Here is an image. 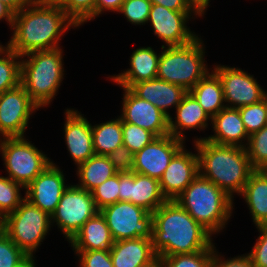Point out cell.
I'll return each mask as SVG.
<instances>
[{
	"label": "cell",
	"instance_id": "6da1fadb",
	"mask_svg": "<svg viewBox=\"0 0 267 267\" xmlns=\"http://www.w3.org/2000/svg\"><path fill=\"white\" fill-rule=\"evenodd\" d=\"M79 27L60 5L32 0L14 13L9 49L24 56L34 51L59 48L66 31Z\"/></svg>",
	"mask_w": 267,
	"mask_h": 267
},
{
	"label": "cell",
	"instance_id": "7a4b0ae2",
	"mask_svg": "<svg viewBox=\"0 0 267 267\" xmlns=\"http://www.w3.org/2000/svg\"><path fill=\"white\" fill-rule=\"evenodd\" d=\"M152 247L157 258L213 250L212 234L175 200L153 213Z\"/></svg>",
	"mask_w": 267,
	"mask_h": 267
},
{
	"label": "cell",
	"instance_id": "3957f363",
	"mask_svg": "<svg viewBox=\"0 0 267 267\" xmlns=\"http://www.w3.org/2000/svg\"><path fill=\"white\" fill-rule=\"evenodd\" d=\"M199 160V174L225 191L231 198L240 195L255 170L246 149L221 145L205 139L194 142ZM234 193V194H233Z\"/></svg>",
	"mask_w": 267,
	"mask_h": 267
},
{
	"label": "cell",
	"instance_id": "277c9868",
	"mask_svg": "<svg viewBox=\"0 0 267 267\" xmlns=\"http://www.w3.org/2000/svg\"><path fill=\"white\" fill-rule=\"evenodd\" d=\"M174 200L212 235L226 227L234 209V199L200 174Z\"/></svg>",
	"mask_w": 267,
	"mask_h": 267
},
{
	"label": "cell",
	"instance_id": "5b68a950",
	"mask_svg": "<svg viewBox=\"0 0 267 267\" xmlns=\"http://www.w3.org/2000/svg\"><path fill=\"white\" fill-rule=\"evenodd\" d=\"M63 63L60 47L34 51L21 57L20 84L39 108L48 107L57 95L64 79Z\"/></svg>",
	"mask_w": 267,
	"mask_h": 267
},
{
	"label": "cell",
	"instance_id": "8992f818",
	"mask_svg": "<svg viewBox=\"0 0 267 267\" xmlns=\"http://www.w3.org/2000/svg\"><path fill=\"white\" fill-rule=\"evenodd\" d=\"M204 47L200 37L182 46L162 45L157 78L181 86L189 92L210 72L205 63Z\"/></svg>",
	"mask_w": 267,
	"mask_h": 267
},
{
	"label": "cell",
	"instance_id": "52a82bcc",
	"mask_svg": "<svg viewBox=\"0 0 267 267\" xmlns=\"http://www.w3.org/2000/svg\"><path fill=\"white\" fill-rule=\"evenodd\" d=\"M51 227V216L24 199L0 221L2 231L31 259Z\"/></svg>",
	"mask_w": 267,
	"mask_h": 267
},
{
	"label": "cell",
	"instance_id": "ba28073f",
	"mask_svg": "<svg viewBox=\"0 0 267 267\" xmlns=\"http://www.w3.org/2000/svg\"><path fill=\"white\" fill-rule=\"evenodd\" d=\"M23 137L0 138L7 176L27 187L53 161Z\"/></svg>",
	"mask_w": 267,
	"mask_h": 267
},
{
	"label": "cell",
	"instance_id": "9c48e42d",
	"mask_svg": "<svg viewBox=\"0 0 267 267\" xmlns=\"http://www.w3.org/2000/svg\"><path fill=\"white\" fill-rule=\"evenodd\" d=\"M114 241L152 238L153 214L128 201H118L100 210Z\"/></svg>",
	"mask_w": 267,
	"mask_h": 267
},
{
	"label": "cell",
	"instance_id": "30bf717a",
	"mask_svg": "<svg viewBox=\"0 0 267 267\" xmlns=\"http://www.w3.org/2000/svg\"><path fill=\"white\" fill-rule=\"evenodd\" d=\"M99 211L91 192L77 185H69L51 215V225L56 223L69 242L84 223Z\"/></svg>",
	"mask_w": 267,
	"mask_h": 267
},
{
	"label": "cell",
	"instance_id": "8fae6325",
	"mask_svg": "<svg viewBox=\"0 0 267 267\" xmlns=\"http://www.w3.org/2000/svg\"><path fill=\"white\" fill-rule=\"evenodd\" d=\"M40 109L30 98L25 88L18 87L0 94V136L23 137L30 116Z\"/></svg>",
	"mask_w": 267,
	"mask_h": 267
},
{
	"label": "cell",
	"instance_id": "7c38bea8",
	"mask_svg": "<svg viewBox=\"0 0 267 267\" xmlns=\"http://www.w3.org/2000/svg\"><path fill=\"white\" fill-rule=\"evenodd\" d=\"M213 71L222 82L227 107L239 108L258 103L263 99L264 89L258 84L257 79L245 70L215 65Z\"/></svg>",
	"mask_w": 267,
	"mask_h": 267
},
{
	"label": "cell",
	"instance_id": "4fadbf2b",
	"mask_svg": "<svg viewBox=\"0 0 267 267\" xmlns=\"http://www.w3.org/2000/svg\"><path fill=\"white\" fill-rule=\"evenodd\" d=\"M193 16L196 18L197 15L194 12H178L152 4L148 23H151L154 34L165 42L166 47L182 46L198 37L187 26L190 19H195Z\"/></svg>",
	"mask_w": 267,
	"mask_h": 267
},
{
	"label": "cell",
	"instance_id": "5bb4252c",
	"mask_svg": "<svg viewBox=\"0 0 267 267\" xmlns=\"http://www.w3.org/2000/svg\"><path fill=\"white\" fill-rule=\"evenodd\" d=\"M63 170L52 162L27 187L25 199L51 216L62 197L66 184Z\"/></svg>",
	"mask_w": 267,
	"mask_h": 267
},
{
	"label": "cell",
	"instance_id": "9a60e30c",
	"mask_svg": "<svg viewBox=\"0 0 267 267\" xmlns=\"http://www.w3.org/2000/svg\"><path fill=\"white\" fill-rule=\"evenodd\" d=\"M119 201H128L150 213L167 201L159 180L136 172H119Z\"/></svg>",
	"mask_w": 267,
	"mask_h": 267
},
{
	"label": "cell",
	"instance_id": "2e32d148",
	"mask_svg": "<svg viewBox=\"0 0 267 267\" xmlns=\"http://www.w3.org/2000/svg\"><path fill=\"white\" fill-rule=\"evenodd\" d=\"M184 141L168 134L156 137L135 154L133 172L160 179Z\"/></svg>",
	"mask_w": 267,
	"mask_h": 267
},
{
	"label": "cell",
	"instance_id": "e0dca14e",
	"mask_svg": "<svg viewBox=\"0 0 267 267\" xmlns=\"http://www.w3.org/2000/svg\"><path fill=\"white\" fill-rule=\"evenodd\" d=\"M122 121L137 125L156 137L169 133V118L150 102L137 97L129 88L122 87Z\"/></svg>",
	"mask_w": 267,
	"mask_h": 267
},
{
	"label": "cell",
	"instance_id": "ac0fdd59",
	"mask_svg": "<svg viewBox=\"0 0 267 267\" xmlns=\"http://www.w3.org/2000/svg\"><path fill=\"white\" fill-rule=\"evenodd\" d=\"M184 147L174 155L159 179L162 194L167 200L176 199L199 175L198 155Z\"/></svg>",
	"mask_w": 267,
	"mask_h": 267
},
{
	"label": "cell",
	"instance_id": "d6986e66",
	"mask_svg": "<svg viewBox=\"0 0 267 267\" xmlns=\"http://www.w3.org/2000/svg\"><path fill=\"white\" fill-rule=\"evenodd\" d=\"M64 140L76 166L95 155L92 124L79 111L65 110Z\"/></svg>",
	"mask_w": 267,
	"mask_h": 267
},
{
	"label": "cell",
	"instance_id": "ffe728a7",
	"mask_svg": "<svg viewBox=\"0 0 267 267\" xmlns=\"http://www.w3.org/2000/svg\"><path fill=\"white\" fill-rule=\"evenodd\" d=\"M129 89L137 97L156 106L168 118L171 117L168 111L169 108L175 106L176 109L183 97L188 93L183 87L159 78L137 82Z\"/></svg>",
	"mask_w": 267,
	"mask_h": 267
},
{
	"label": "cell",
	"instance_id": "44dd1931",
	"mask_svg": "<svg viewBox=\"0 0 267 267\" xmlns=\"http://www.w3.org/2000/svg\"><path fill=\"white\" fill-rule=\"evenodd\" d=\"M211 124L214 135L197 138L194 142L205 139L221 145L246 147L245 143L248 142L249 135L245 130L238 108L226 106L212 117Z\"/></svg>",
	"mask_w": 267,
	"mask_h": 267
},
{
	"label": "cell",
	"instance_id": "7402d4cb",
	"mask_svg": "<svg viewBox=\"0 0 267 267\" xmlns=\"http://www.w3.org/2000/svg\"><path fill=\"white\" fill-rule=\"evenodd\" d=\"M109 250L113 267H152L158 261L151 239L114 241Z\"/></svg>",
	"mask_w": 267,
	"mask_h": 267
},
{
	"label": "cell",
	"instance_id": "603a6c76",
	"mask_svg": "<svg viewBox=\"0 0 267 267\" xmlns=\"http://www.w3.org/2000/svg\"><path fill=\"white\" fill-rule=\"evenodd\" d=\"M159 57L160 53L157 54L152 47H139L130 57V68L110 76V79L121 87L130 88L137 82L157 78Z\"/></svg>",
	"mask_w": 267,
	"mask_h": 267
},
{
	"label": "cell",
	"instance_id": "cb8c5ba5",
	"mask_svg": "<svg viewBox=\"0 0 267 267\" xmlns=\"http://www.w3.org/2000/svg\"><path fill=\"white\" fill-rule=\"evenodd\" d=\"M176 117L169 118V133L175 138L185 142L184 130L208 128L211 117L206 113L198 101L188 92L175 109Z\"/></svg>",
	"mask_w": 267,
	"mask_h": 267
},
{
	"label": "cell",
	"instance_id": "d4e9b609",
	"mask_svg": "<svg viewBox=\"0 0 267 267\" xmlns=\"http://www.w3.org/2000/svg\"><path fill=\"white\" fill-rule=\"evenodd\" d=\"M73 251H93L110 249L114 244L104 216L99 211L87 220L69 241Z\"/></svg>",
	"mask_w": 267,
	"mask_h": 267
},
{
	"label": "cell",
	"instance_id": "484cf974",
	"mask_svg": "<svg viewBox=\"0 0 267 267\" xmlns=\"http://www.w3.org/2000/svg\"><path fill=\"white\" fill-rule=\"evenodd\" d=\"M255 226L267 224V170L255 169L242 193Z\"/></svg>",
	"mask_w": 267,
	"mask_h": 267
},
{
	"label": "cell",
	"instance_id": "4316f807",
	"mask_svg": "<svg viewBox=\"0 0 267 267\" xmlns=\"http://www.w3.org/2000/svg\"><path fill=\"white\" fill-rule=\"evenodd\" d=\"M189 93L211 118L226 107L222 82L213 70L202 78Z\"/></svg>",
	"mask_w": 267,
	"mask_h": 267
},
{
	"label": "cell",
	"instance_id": "83f0119b",
	"mask_svg": "<svg viewBox=\"0 0 267 267\" xmlns=\"http://www.w3.org/2000/svg\"><path fill=\"white\" fill-rule=\"evenodd\" d=\"M76 171L79 177L76 185L89 192L117 173L107 156L96 154L79 164Z\"/></svg>",
	"mask_w": 267,
	"mask_h": 267
},
{
	"label": "cell",
	"instance_id": "f1b7e54d",
	"mask_svg": "<svg viewBox=\"0 0 267 267\" xmlns=\"http://www.w3.org/2000/svg\"><path fill=\"white\" fill-rule=\"evenodd\" d=\"M93 148L96 155H108L123 145L122 120L120 117L91 126Z\"/></svg>",
	"mask_w": 267,
	"mask_h": 267
},
{
	"label": "cell",
	"instance_id": "f546056e",
	"mask_svg": "<svg viewBox=\"0 0 267 267\" xmlns=\"http://www.w3.org/2000/svg\"><path fill=\"white\" fill-rule=\"evenodd\" d=\"M21 57L11 49L0 56V94L20 85Z\"/></svg>",
	"mask_w": 267,
	"mask_h": 267
},
{
	"label": "cell",
	"instance_id": "4dcf8cb0",
	"mask_svg": "<svg viewBox=\"0 0 267 267\" xmlns=\"http://www.w3.org/2000/svg\"><path fill=\"white\" fill-rule=\"evenodd\" d=\"M23 189L25 188L21 184L14 182L8 176H0V221L20 206L25 199L20 192Z\"/></svg>",
	"mask_w": 267,
	"mask_h": 267
},
{
	"label": "cell",
	"instance_id": "1f68e13d",
	"mask_svg": "<svg viewBox=\"0 0 267 267\" xmlns=\"http://www.w3.org/2000/svg\"><path fill=\"white\" fill-rule=\"evenodd\" d=\"M213 250L178 254L158 259L160 267H211Z\"/></svg>",
	"mask_w": 267,
	"mask_h": 267
},
{
	"label": "cell",
	"instance_id": "d6a6232c",
	"mask_svg": "<svg viewBox=\"0 0 267 267\" xmlns=\"http://www.w3.org/2000/svg\"><path fill=\"white\" fill-rule=\"evenodd\" d=\"M245 149L254 169H267V125L249 136Z\"/></svg>",
	"mask_w": 267,
	"mask_h": 267
},
{
	"label": "cell",
	"instance_id": "836d02e7",
	"mask_svg": "<svg viewBox=\"0 0 267 267\" xmlns=\"http://www.w3.org/2000/svg\"><path fill=\"white\" fill-rule=\"evenodd\" d=\"M30 259L0 228V267H22Z\"/></svg>",
	"mask_w": 267,
	"mask_h": 267
},
{
	"label": "cell",
	"instance_id": "e575fe53",
	"mask_svg": "<svg viewBox=\"0 0 267 267\" xmlns=\"http://www.w3.org/2000/svg\"><path fill=\"white\" fill-rule=\"evenodd\" d=\"M96 0H62L58 5L80 27L95 19Z\"/></svg>",
	"mask_w": 267,
	"mask_h": 267
},
{
	"label": "cell",
	"instance_id": "d590c367",
	"mask_svg": "<svg viewBox=\"0 0 267 267\" xmlns=\"http://www.w3.org/2000/svg\"><path fill=\"white\" fill-rule=\"evenodd\" d=\"M238 109L249 136L267 125L266 109L262 100L255 104L239 107Z\"/></svg>",
	"mask_w": 267,
	"mask_h": 267
},
{
	"label": "cell",
	"instance_id": "8d00e7d4",
	"mask_svg": "<svg viewBox=\"0 0 267 267\" xmlns=\"http://www.w3.org/2000/svg\"><path fill=\"white\" fill-rule=\"evenodd\" d=\"M122 135L123 145L128 147L134 154L156 138L153 133L124 121H122Z\"/></svg>",
	"mask_w": 267,
	"mask_h": 267
},
{
	"label": "cell",
	"instance_id": "74e56055",
	"mask_svg": "<svg viewBox=\"0 0 267 267\" xmlns=\"http://www.w3.org/2000/svg\"><path fill=\"white\" fill-rule=\"evenodd\" d=\"M99 210L119 201V172L91 191Z\"/></svg>",
	"mask_w": 267,
	"mask_h": 267
},
{
	"label": "cell",
	"instance_id": "f35d334b",
	"mask_svg": "<svg viewBox=\"0 0 267 267\" xmlns=\"http://www.w3.org/2000/svg\"><path fill=\"white\" fill-rule=\"evenodd\" d=\"M151 5L149 0H125L118 13L133 25H143L148 23Z\"/></svg>",
	"mask_w": 267,
	"mask_h": 267
},
{
	"label": "cell",
	"instance_id": "ab89813d",
	"mask_svg": "<svg viewBox=\"0 0 267 267\" xmlns=\"http://www.w3.org/2000/svg\"><path fill=\"white\" fill-rule=\"evenodd\" d=\"M79 267H113L110 250L75 251Z\"/></svg>",
	"mask_w": 267,
	"mask_h": 267
},
{
	"label": "cell",
	"instance_id": "60d3db41",
	"mask_svg": "<svg viewBox=\"0 0 267 267\" xmlns=\"http://www.w3.org/2000/svg\"><path fill=\"white\" fill-rule=\"evenodd\" d=\"M260 235L248 253L255 267H267V224L256 226Z\"/></svg>",
	"mask_w": 267,
	"mask_h": 267
},
{
	"label": "cell",
	"instance_id": "b9f144b4",
	"mask_svg": "<svg viewBox=\"0 0 267 267\" xmlns=\"http://www.w3.org/2000/svg\"><path fill=\"white\" fill-rule=\"evenodd\" d=\"M117 172H133L135 154L122 145L106 155Z\"/></svg>",
	"mask_w": 267,
	"mask_h": 267
},
{
	"label": "cell",
	"instance_id": "7bdbcfd3",
	"mask_svg": "<svg viewBox=\"0 0 267 267\" xmlns=\"http://www.w3.org/2000/svg\"><path fill=\"white\" fill-rule=\"evenodd\" d=\"M218 253L219 252L214 246L211 267H255L248 254L225 259L223 255L221 256Z\"/></svg>",
	"mask_w": 267,
	"mask_h": 267
},
{
	"label": "cell",
	"instance_id": "ee69618b",
	"mask_svg": "<svg viewBox=\"0 0 267 267\" xmlns=\"http://www.w3.org/2000/svg\"><path fill=\"white\" fill-rule=\"evenodd\" d=\"M124 1L125 0H96L95 17L100 16L104 11L119 12Z\"/></svg>",
	"mask_w": 267,
	"mask_h": 267
},
{
	"label": "cell",
	"instance_id": "f6af8a7d",
	"mask_svg": "<svg viewBox=\"0 0 267 267\" xmlns=\"http://www.w3.org/2000/svg\"><path fill=\"white\" fill-rule=\"evenodd\" d=\"M152 4L161 5L167 9L178 12H193L186 0H149Z\"/></svg>",
	"mask_w": 267,
	"mask_h": 267
},
{
	"label": "cell",
	"instance_id": "bcb514c9",
	"mask_svg": "<svg viewBox=\"0 0 267 267\" xmlns=\"http://www.w3.org/2000/svg\"><path fill=\"white\" fill-rule=\"evenodd\" d=\"M190 9L197 15V17H204L205 11L208 8L210 0H186Z\"/></svg>",
	"mask_w": 267,
	"mask_h": 267
},
{
	"label": "cell",
	"instance_id": "7dc6e473",
	"mask_svg": "<svg viewBox=\"0 0 267 267\" xmlns=\"http://www.w3.org/2000/svg\"><path fill=\"white\" fill-rule=\"evenodd\" d=\"M13 17H14V12L8 6H6L4 3L0 1V20L2 21L3 19L7 21V24L11 28L13 24Z\"/></svg>",
	"mask_w": 267,
	"mask_h": 267
},
{
	"label": "cell",
	"instance_id": "c3c4849f",
	"mask_svg": "<svg viewBox=\"0 0 267 267\" xmlns=\"http://www.w3.org/2000/svg\"><path fill=\"white\" fill-rule=\"evenodd\" d=\"M6 6H8L14 13L21 10L28 5L32 0H0Z\"/></svg>",
	"mask_w": 267,
	"mask_h": 267
},
{
	"label": "cell",
	"instance_id": "681fc988",
	"mask_svg": "<svg viewBox=\"0 0 267 267\" xmlns=\"http://www.w3.org/2000/svg\"><path fill=\"white\" fill-rule=\"evenodd\" d=\"M45 4H55L58 5L62 0H37Z\"/></svg>",
	"mask_w": 267,
	"mask_h": 267
},
{
	"label": "cell",
	"instance_id": "f907efd6",
	"mask_svg": "<svg viewBox=\"0 0 267 267\" xmlns=\"http://www.w3.org/2000/svg\"><path fill=\"white\" fill-rule=\"evenodd\" d=\"M8 50H9V43H7L5 46L0 44V56L3 55Z\"/></svg>",
	"mask_w": 267,
	"mask_h": 267
},
{
	"label": "cell",
	"instance_id": "816d5d0a",
	"mask_svg": "<svg viewBox=\"0 0 267 267\" xmlns=\"http://www.w3.org/2000/svg\"><path fill=\"white\" fill-rule=\"evenodd\" d=\"M22 267H36L35 258L30 259L24 266Z\"/></svg>",
	"mask_w": 267,
	"mask_h": 267
},
{
	"label": "cell",
	"instance_id": "f5cc1de1",
	"mask_svg": "<svg viewBox=\"0 0 267 267\" xmlns=\"http://www.w3.org/2000/svg\"><path fill=\"white\" fill-rule=\"evenodd\" d=\"M262 101L264 103V106H265V109H266V116H267V92L266 91H264V93H263Z\"/></svg>",
	"mask_w": 267,
	"mask_h": 267
},
{
	"label": "cell",
	"instance_id": "db71d44e",
	"mask_svg": "<svg viewBox=\"0 0 267 267\" xmlns=\"http://www.w3.org/2000/svg\"><path fill=\"white\" fill-rule=\"evenodd\" d=\"M152 267H160L159 263L157 262L156 264H154Z\"/></svg>",
	"mask_w": 267,
	"mask_h": 267
}]
</instances>
